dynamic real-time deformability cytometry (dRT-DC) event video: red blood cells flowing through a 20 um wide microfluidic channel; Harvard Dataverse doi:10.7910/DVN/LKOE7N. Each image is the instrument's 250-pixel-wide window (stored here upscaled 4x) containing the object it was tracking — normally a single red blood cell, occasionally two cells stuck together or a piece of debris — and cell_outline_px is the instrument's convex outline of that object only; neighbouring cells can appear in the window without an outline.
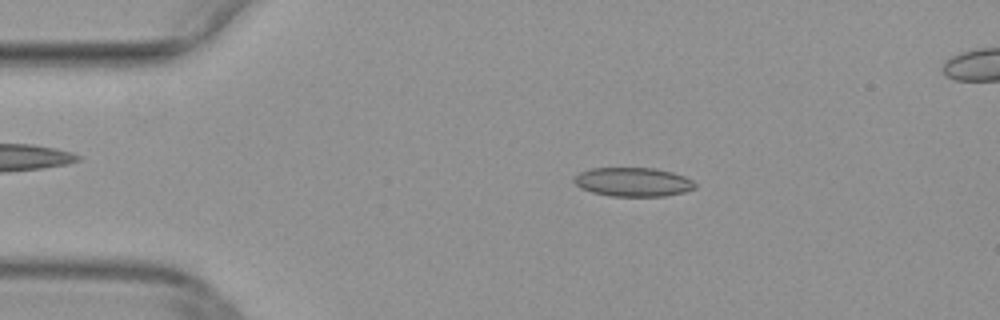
{"species": "common noctule bat (a hibernating species)", "species_latin": "Nyctalus noctula", "temperature_condition": "warm", "stored_images_in_passage": 49, "camera_frame_rate_fps": 3000, "um_per_image_px": 0.085, "animal": {"sex": "female", "body_mass_g": 29.2, "forearm_length_mm": 56.3}, "frame": {"image": 1, "passage_image": 9, "time_ms": 2.667, "image_size_px": [1000, 320], "cell_outline_px": [[696, 188], [684, 192], [664, 196], [612, 196], [592, 192], [580, 188], [572, 180], [572, 176], [588, 168], [656, 168], [672, 172], [684, 176], [692, 180], [696, 184]], "centroid_in_image_um": [53.78, 15.46], "position_along_channel_um": 31.2, "area_um2": 20.58}}
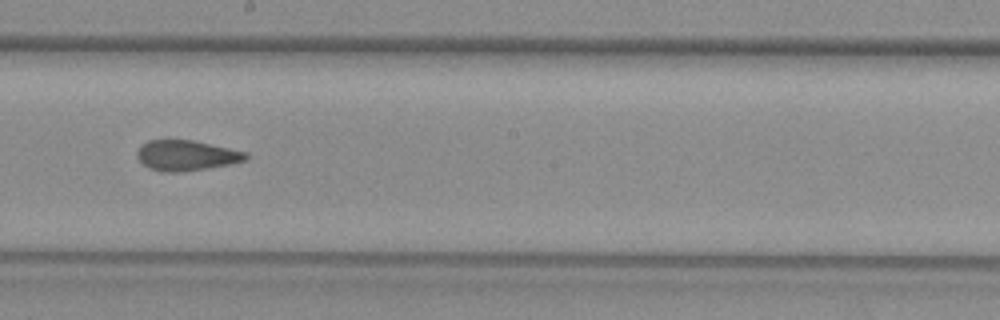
{"frame": {"image": 2, "passage_image": 27, "time_ms": 8.667, "image_size_px": [1000, 320], "cell_outline_px": [[248, 156], [244, 160], [228, 164], [208, 168], [180, 172], [160, 172], [148, 168], [136, 156], [136, 152], [140, 144], [148, 140], [192, 140], [248, 152]], "centroid_in_image_um": [15.79, 13.21], "position_along_channel_um": 232.4, "area_um2": 19.25}}
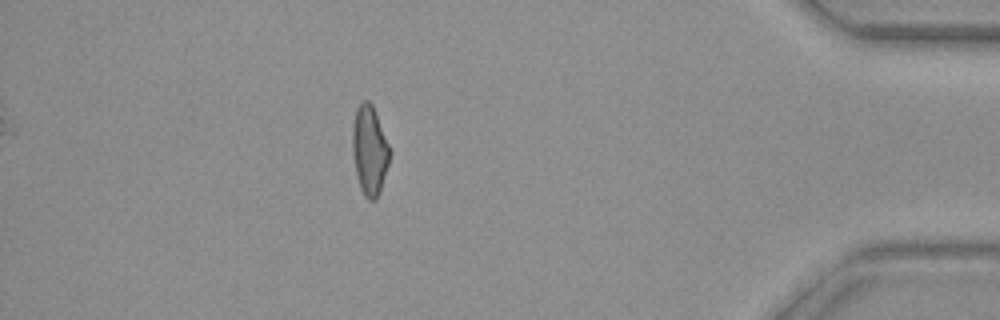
{"frame": {"image": 3, "passage_image": 43, "time_ms": 14.0, "image_size_px": [1000, 320], "cell_outline_px": [[388, 164], [380, 192], [376, 200], [368, 200], [364, 196], [360, 188], [356, 176], [352, 152], [352, 128], [356, 108], [364, 100], [368, 100], [372, 104], [388, 144]], "centroid_in_image_um": [31.37, 12.8], "position_along_channel_um": 403.8, "area_um2": 19.19}}